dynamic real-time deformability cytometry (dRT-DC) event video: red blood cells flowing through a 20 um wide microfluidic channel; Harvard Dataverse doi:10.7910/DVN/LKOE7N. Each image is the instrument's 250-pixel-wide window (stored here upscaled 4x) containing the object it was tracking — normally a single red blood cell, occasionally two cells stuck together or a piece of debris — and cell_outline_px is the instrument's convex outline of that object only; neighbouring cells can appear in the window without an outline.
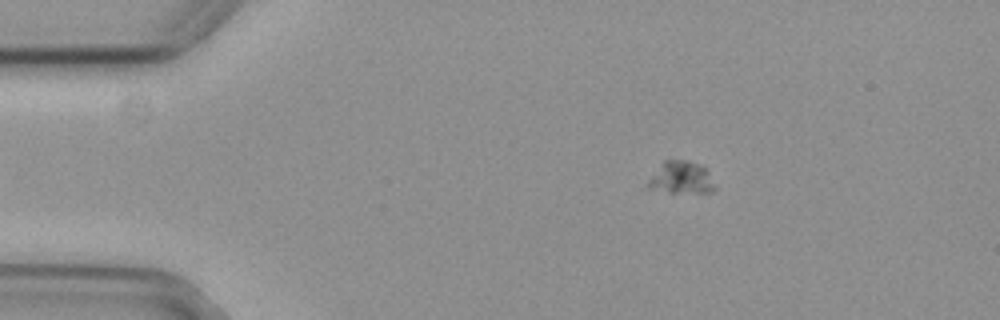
{"species": "common noctule bat (a hibernating species)", "species_latin": "Nyctalus noctula", "temperature_condition": "cold", "stored_images_in_passage": 52, "camera_frame_rate_fps": 3000, "um_per_image_px": 0.085, "animal": {"sex": "female", "body_mass_g": 29.2, "forearm_length_mm": 56.3}, "frame": {"image": 1, "passage_image": 6, "time_ms": 1.667, "image_size_px": [1000, 320], "cell_outline_px": [[716, 188], [712, 192], [668, 192], [644, 188], [644, 184], [664, 160], [684, 160], [700, 164], [708, 172]], "centroid_in_image_um": [57.84, 15.11], "position_along_channel_um": 27.2, "area_um2": 12.66}}
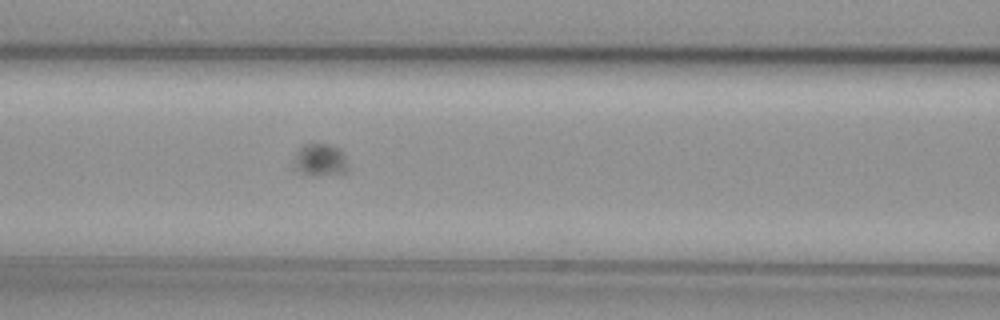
{"frame": {"image": 2, "passage_image": 20, "time_ms": 6.333, "image_size_px": [1000, 320], "cell_outline_px": [[352, 168], [344, 176], [304, 176], [296, 168], [296, 152], [304, 144], [328, 144], [336, 148], [344, 156]], "centroid_in_image_um": [27.31, 13.69], "position_along_channel_um": 139.3, "area_um2": 10.64}}
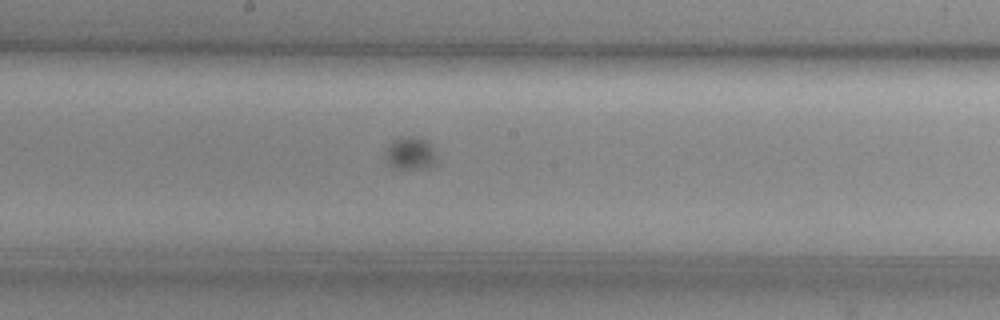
{"frame": {"image": 3, "passage_image": 26, "time_ms": 8.333, "image_size_px": [1000, 320], "cell_outline_px": [[436, 164], [428, 168], [392, 168], [384, 160], [384, 148], [392, 140], [400, 136], [412, 136], [424, 140], [436, 152]], "centroid_in_image_um": [34.81, 13.04], "position_along_channel_um": 213.4, "area_um2": 10.06}}